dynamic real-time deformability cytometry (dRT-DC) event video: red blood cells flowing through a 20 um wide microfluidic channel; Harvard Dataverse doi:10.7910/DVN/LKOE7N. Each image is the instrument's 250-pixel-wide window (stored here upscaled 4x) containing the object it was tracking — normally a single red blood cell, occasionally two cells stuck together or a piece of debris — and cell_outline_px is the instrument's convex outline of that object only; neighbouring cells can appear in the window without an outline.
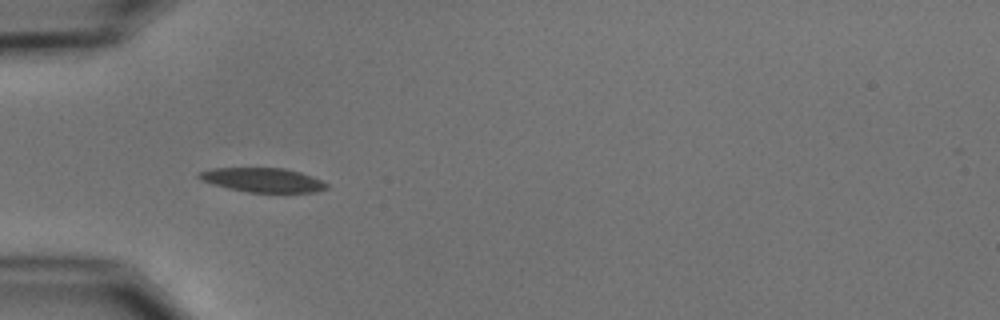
{"species": "common noctule bat (a hibernating species)", "species_latin": "Nyctalus noctula", "temperature_condition": "cold", "stored_images_in_passage": 6, "camera_frame_rate_fps": 3000, "um_per_image_px": 0.085, "animal": {"sex": "male", "body_mass_g": 15.6}, "frame": {"image": 1, "passage_image": 5, "time_ms": 5.667, "image_size_px": [1000, 320], "cell_outline_px": [[328, 188], [316, 192], [248, 192], [228, 188], [212, 184], [196, 176], [200, 172], [212, 168], [284, 168], [300, 172], [312, 176], [328, 184]], "centroid_in_image_um": [22.35, 15.3], "position_along_channel_um": 62.6, "area_um2": 17.86}}